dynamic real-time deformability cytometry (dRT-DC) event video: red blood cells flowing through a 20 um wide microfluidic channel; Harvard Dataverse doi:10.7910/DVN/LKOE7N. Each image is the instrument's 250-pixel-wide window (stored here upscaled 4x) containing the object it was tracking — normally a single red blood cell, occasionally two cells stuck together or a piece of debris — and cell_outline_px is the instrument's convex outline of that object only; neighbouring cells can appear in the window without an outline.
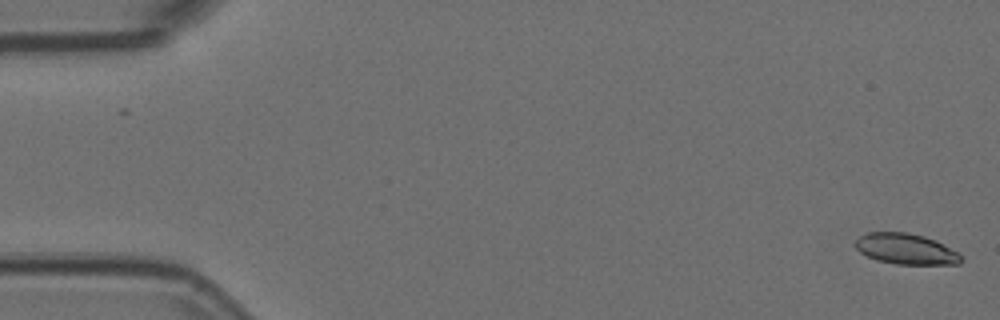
{"species": "Egyptian fruit bat (a non-hibernating species)", "species_latin": "Rousettus aegyptiacus", "temperature_condition": "room temperature", "stored_images_in_passage": 55, "camera_frame_rate_fps": 3000, "um_per_image_px": 0.085, "animal": {"sex": "female"}, "frame": {"image": 1, "passage_image": 1, "time_ms": 0.0, "image_size_px": [1000, 320], "cell_outline_px": [[964, 260], [960, 264], [896, 264], [876, 260], [860, 252], [856, 248], [856, 240], [860, 236], [868, 232], [908, 232], [924, 236], [936, 240], [964, 256]], "centroid_in_image_um": [77.04, 21.16], "position_along_channel_um": 8.0, "area_um2": 19.02}}
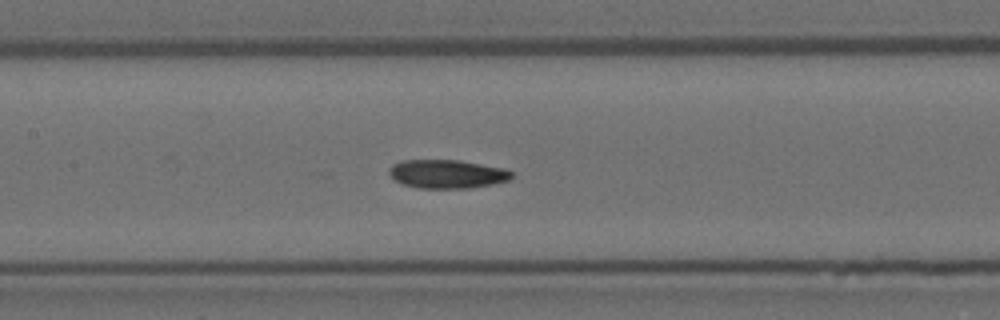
{"frame": {"image": 2, "passage_image": 25, "time_ms": 8.0, "image_size_px": [1000, 320], "cell_outline_px": [[512, 176], [508, 180], [492, 184], [472, 188], [420, 188], [404, 184], [396, 180], [388, 172], [388, 168], [392, 164], [404, 160], [460, 160], [504, 168], [512, 172]], "centroid_in_image_um": [38.0, 14.78], "position_along_channel_um": 169.4, "area_um2": 20.35}}
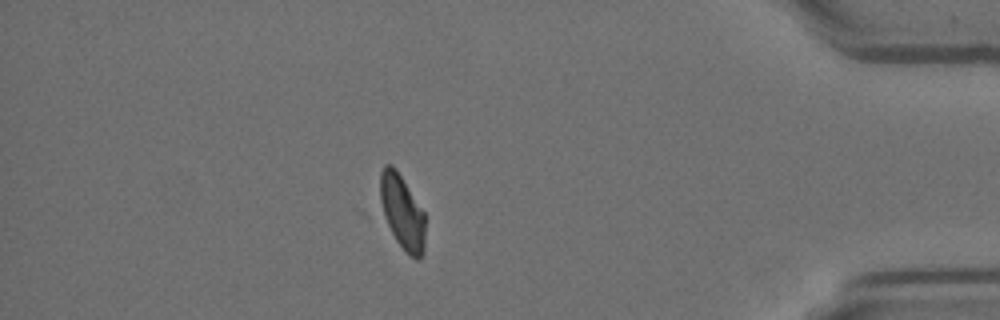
{"frame": {"image": 3, "passage_image": 47, "time_ms": 15.333, "image_size_px": [1000, 320], "cell_outline_px": [[424, 252], [416, 260], [408, 256], [396, 240], [384, 216], [380, 200], [380, 172], [384, 164], [392, 164], [396, 168], [424, 212]], "centroid_in_image_um": [34.18, 18.01], "position_along_channel_um": 401.0, "area_um2": 19.42}, "authors_computed_cell_mechanics": {"area_um2": 20.0566, "velocity_mm_per_s": 3.7472, "shape_relaxation_time_tau1_ms": 10.2141, "shape_relaxation_time_tau2_ms": 3.2947, "deformation_change_tau1": 0.2546, "deformation_change_tau2": 0.096}}